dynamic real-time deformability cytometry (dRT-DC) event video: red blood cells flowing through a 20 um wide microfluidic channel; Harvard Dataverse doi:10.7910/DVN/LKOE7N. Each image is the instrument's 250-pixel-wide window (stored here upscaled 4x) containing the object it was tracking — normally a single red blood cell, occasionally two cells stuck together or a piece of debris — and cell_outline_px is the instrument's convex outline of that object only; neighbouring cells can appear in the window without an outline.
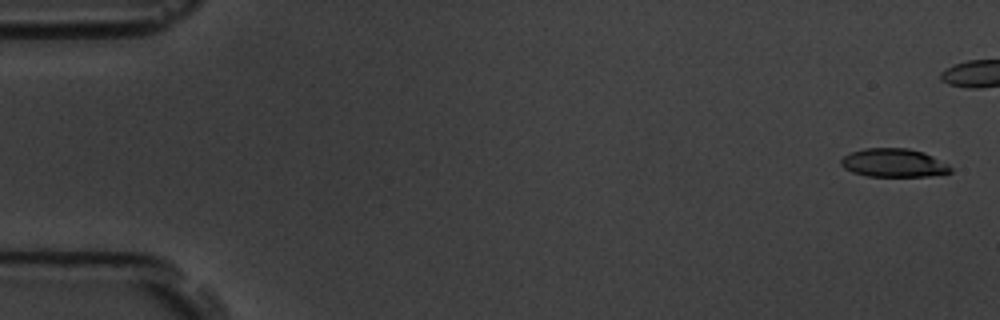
{"species": "common noctule bat (a hibernating species)", "species_latin": "Nyctalus noctula", "temperature_condition": "room temperature", "stored_images_in_passage": 7, "camera_frame_rate_fps": 3000, "um_per_image_px": 0.085, "animal": {"sex": "male", "body_mass_g": 19.5, "forearm_length_mm": 54.6}, "frame": {"image": 1, "passage_image": 1, "time_ms": 0.0, "image_size_px": [1000, 320], "cell_outline_px": [[952, 172], [928, 176], [868, 176], [852, 172], [844, 168], [840, 164], [840, 160], [844, 156], [852, 152], [864, 148], [908, 148], [924, 152], [948, 164], [952, 168]], "centroid_in_image_um": [75.96, 13.84], "position_along_channel_um": 9.0, "area_um2": 18.15}}
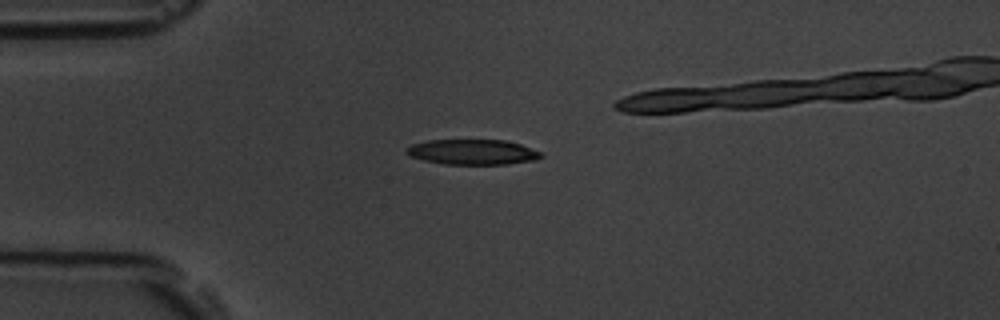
{"frame": {"image": 2, "passage_image": 5, "time_ms": 4.333, "image_size_px": [1000, 320], "cell_outline_px": [[544, 156], [536, 160], [504, 164], [444, 164], [424, 160], [408, 156], [404, 152], [404, 148], [412, 144], [428, 140], [504, 140], [520, 144], [540, 152]], "centroid_in_image_um": [40.11, 12.92], "position_along_channel_um": 44.9, "area_um2": 19.83}}